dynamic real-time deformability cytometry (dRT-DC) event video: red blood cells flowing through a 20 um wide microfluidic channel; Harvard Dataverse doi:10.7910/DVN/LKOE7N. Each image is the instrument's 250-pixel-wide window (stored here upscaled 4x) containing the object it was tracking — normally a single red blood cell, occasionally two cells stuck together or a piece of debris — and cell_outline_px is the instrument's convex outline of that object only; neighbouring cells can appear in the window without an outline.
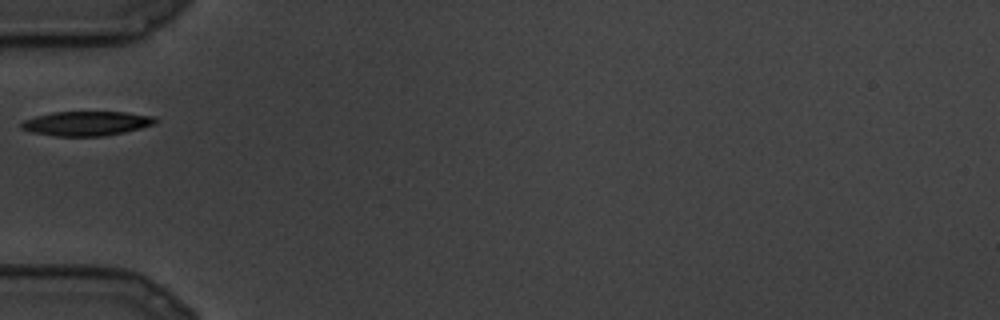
{"species": "common noctule bat (a hibernating species)", "species_latin": "Nyctalus noctula", "temperature_condition": "cold", "stored_images_in_passage": 3, "camera_frame_rate_fps": 3000, "um_per_image_px": 0.085, "animal": {"sex": "male", "body_mass_g": 19.5, "forearm_length_mm": 54.6}, "frame": {"image": 1, "passage_image": 1, "time_ms": 0.0, "image_size_px": [1000, 320], "cell_outline_px": [[160, 120], [156, 124], [124, 132], [104, 136], [56, 136], [32, 132], [20, 128], [20, 120], [52, 112], [124, 112], [156, 116]], "centroid_in_image_um": [7.37, 10.49], "position_along_channel_um": 77.6, "area_um2": 19.31}}
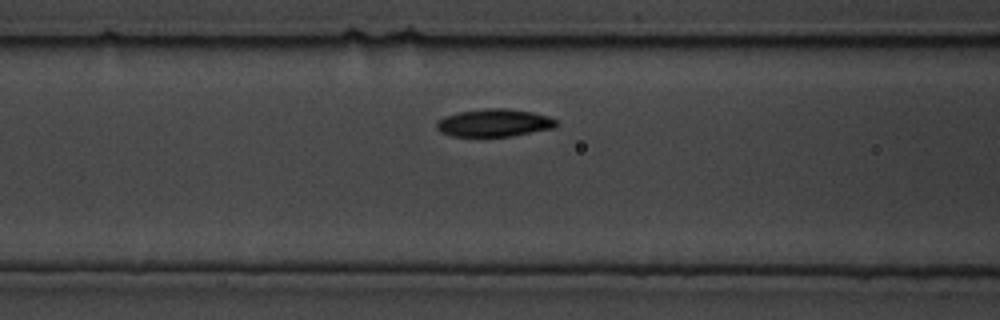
{"frame": {"image": 2, "passage_image": 3, "time_ms": 0.667, "image_size_px": [1000, 320], "cell_outline_px": [[560, 124], [556, 128], [512, 136], [452, 136], [440, 132], [436, 128], [436, 124], [444, 116], [460, 112], [488, 108], [504, 108], [532, 112], [548, 116], [556, 120]], "centroid_in_image_um": [42.05, 10.45], "position_along_channel_um": 124.5, "area_um2": 19.31}}